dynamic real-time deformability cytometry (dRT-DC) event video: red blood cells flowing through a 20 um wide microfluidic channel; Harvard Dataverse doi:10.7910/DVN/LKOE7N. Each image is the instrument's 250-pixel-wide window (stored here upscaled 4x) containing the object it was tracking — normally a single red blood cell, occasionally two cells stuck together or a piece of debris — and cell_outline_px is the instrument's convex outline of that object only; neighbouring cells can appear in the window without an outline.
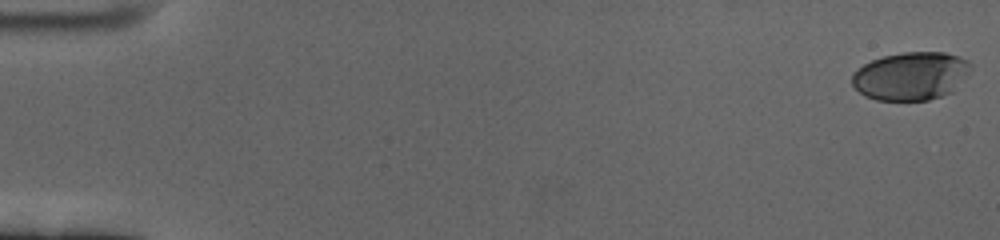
{"species": "human", "species_latin": "Homo sapiens", "temperature_condition": "cold", "stored_images_in_passage": 61, "camera_frame_rate_fps": 3000, "um_per_image_px": 0.085, "donor": {"sex": "female"}, "frame": {"image": 1, "passage_image": 1, "time_ms": 0.0, "image_size_px": [1000, 240], "cell_outline_px": [[972, 68], [952, 92], [928, 100], [876, 100], [864, 96], [852, 84], [852, 72], [864, 64], [872, 60], [884, 56], [904, 52], [944, 52], [960, 56], [968, 60], [972, 64]], "centroid_in_image_um": [77.43, 6.45], "position_along_channel_um": 7.6, "area_um2": 33.35}}
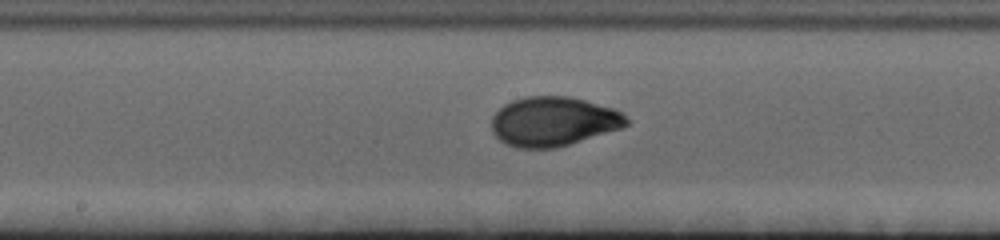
{"frame": {"image": 2, "passage_image": 33, "time_ms": 10.667, "image_size_px": [1000, 240], "cell_outline_px": [[628, 124], [620, 128], [556, 148], [516, 148], [504, 144], [492, 132], [492, 116], [504, 104], [512, 100], [524, 96], [568, 96], [584, 100], [612, 108], [620, 112], [628, 120]], "centroid_in_image_um": [46.98, 10.32], "position_along_channel_um": 201.2, "area_um2": 38.61}}
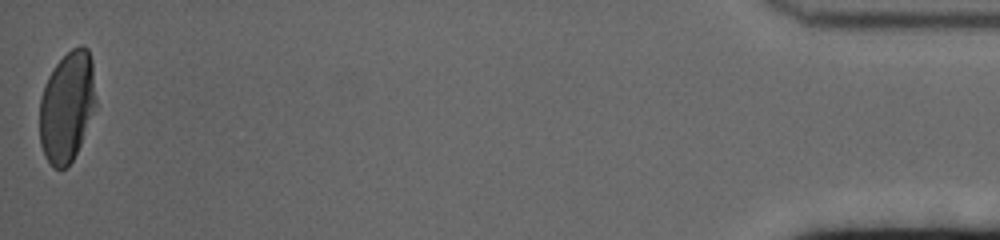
{"frame": {"image": 3, "passage_image": 61, "time_ms": 20.0, "image_size_px": [1000, 240], "cell_outline_px": [[96, 104], [80, 144], [72, 160], [64, 168], [52, 168], [44, 156], [40, 144], [40, 96], [44, 84], [48, 76], [56, 64], [72, 48], [80, 44], [88, 48], [92, 60], [96, 100]], "centroid_in_image_um": [5.68, 9.05], "position_along_channel_um": 429.5, "area_um2": 36.24}, "authors_computed_cell_mechanics": {"area_um2": 37.1654, "velocity_mm_per_s": 3.3728, "shape_relaxation_time_tau1_ms": 4.2996, "shape_relaxation_time_tau2_ms": null, "deformation_change_tau1": 0.2071, "deformation_change_tau2": null}}